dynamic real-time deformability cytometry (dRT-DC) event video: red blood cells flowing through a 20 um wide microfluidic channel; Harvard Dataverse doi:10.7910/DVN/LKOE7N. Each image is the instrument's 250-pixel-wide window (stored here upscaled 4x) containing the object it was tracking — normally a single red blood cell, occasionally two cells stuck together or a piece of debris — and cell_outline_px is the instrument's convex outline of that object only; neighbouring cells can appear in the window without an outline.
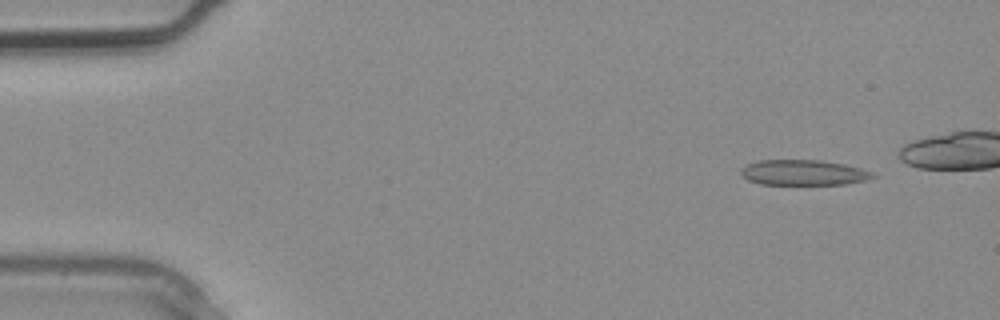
{"species": "common noctule bat (a hibernating species)", "species_latin": "Nyctalus noctula", "temperature_condition": "warm", "stored_images_in_passage": 4, "camera_frame_rate_fps": 3000, "um_per_image_px": 0.085, "animal": {"sex": "male", "body_mass_g": 20.4}, "frame": {"image": 1, "passage_image": 1, "time_ms": 0.0, "image_size_px": [1000, 320], "cell_outline_px": [[876, 176], [868, 180], [844, 184], [760, 184], [748, 180], [740, 172], [740, 168], [748, 164], [760, 160], [820, 160], [844, 164], [860, 168], [872, 172]], "centroid_in_image_um": [68.3, 14.67], "position_along_channel_um": 16.7, "area_um2": 19.42}}